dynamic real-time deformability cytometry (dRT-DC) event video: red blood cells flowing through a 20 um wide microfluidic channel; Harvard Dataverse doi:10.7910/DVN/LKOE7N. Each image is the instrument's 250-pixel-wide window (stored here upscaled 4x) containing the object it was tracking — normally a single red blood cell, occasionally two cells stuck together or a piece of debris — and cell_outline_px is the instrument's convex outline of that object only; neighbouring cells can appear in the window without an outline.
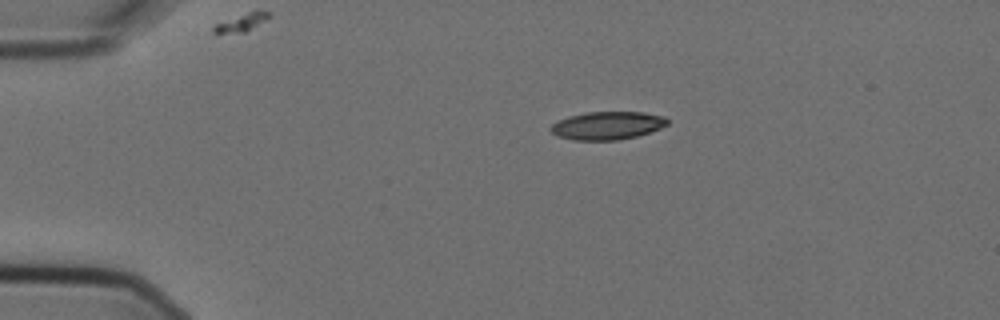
{"species": "Egyptian fruit bat (a non-hibernating species)", "species_latin": "Rousettus aegyptiacus", "temperature_condition": "cold", "stored_images_in_passage": 2, "camera_frame_rate_fps": 3000, "um_per_image_px": 0.085, "animal": {"sex": "female"}, "frame": {"image": 1, "passage_image": 1, "time_ms": 0.0, "image_size_px": [1000, 320], "cell_outline_px": [[668, 124], [660, 128], [636, 136], [620, 140], [572, 140], [556, 136], [548, 128], [552, 124], [568, 116], [588, 112], [644, 112], [664, 116], [668, 120]], "centroid_in_image_um": [51.6, 10.67], "position_along_channel_um": 33.4, "area_um2": 19.07}}